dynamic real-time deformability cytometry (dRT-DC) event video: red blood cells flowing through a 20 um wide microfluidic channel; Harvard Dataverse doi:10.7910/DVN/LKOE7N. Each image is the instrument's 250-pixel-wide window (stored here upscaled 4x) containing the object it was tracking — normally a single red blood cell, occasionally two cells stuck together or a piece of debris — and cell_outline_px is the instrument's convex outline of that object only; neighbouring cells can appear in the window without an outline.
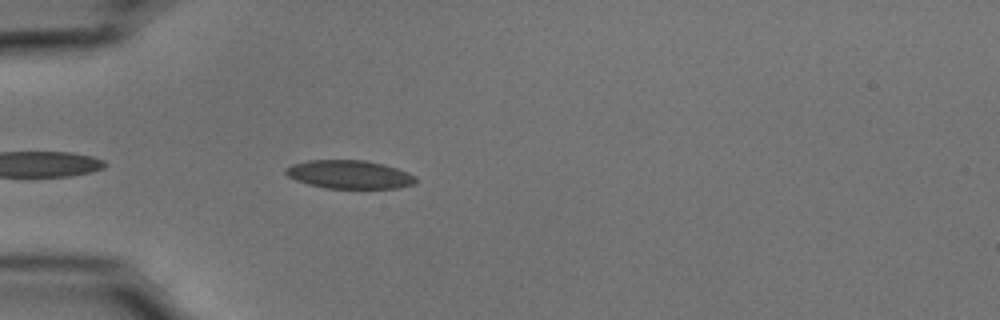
{"species": "common noctule bat (a hibernating species)", "species_latin": "Nyctalus noctula", "temperature_condition": "cold", "stored_images_in_passage": 24, "camera_frame_rate_fps": 3000, "um_per_image_px": 0.085, "animal": {"sex": "male", "body_mass_g": 15.6}, "frame": {"image": 1, "passage_image": 3, "time_ms": 0.667, "image_size_px": [1000, 320], "cell_outline_px": [[416, 180], [412, 184], [400, 188], [324, 188], [308, 184], [296, 180], [288, 176], [284, 172], [284, 168], [292, 164], [308, 160], [364, 160], [384, 164], [408, 172], [416, 176]], "centroid_in_image_um": [29.68, 14.82], "position_along_channel_um": 55.3, "area_um2": 21.56}}
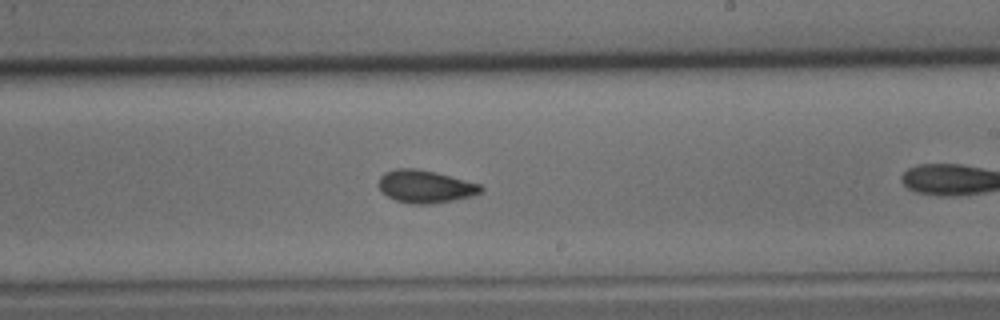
{"frame": {"image": 2, "passage_image": 13, "time_ms": 4.0, "image_size_px": [1000, 320], "cell_outline_px": [[484, 188], [480, 192], [468, 196], [452, 200], [432, 204], [412, 204], [396, 200], [388, 196], [380, 188], [380, 176], [384, 172], [396, 168], [416, 168], [436, 172], [480, 184]], "centroid_in_image_um": [36.14, 15.84], "position_along_channel_um": 252.9, "area_um2": 19.19}}
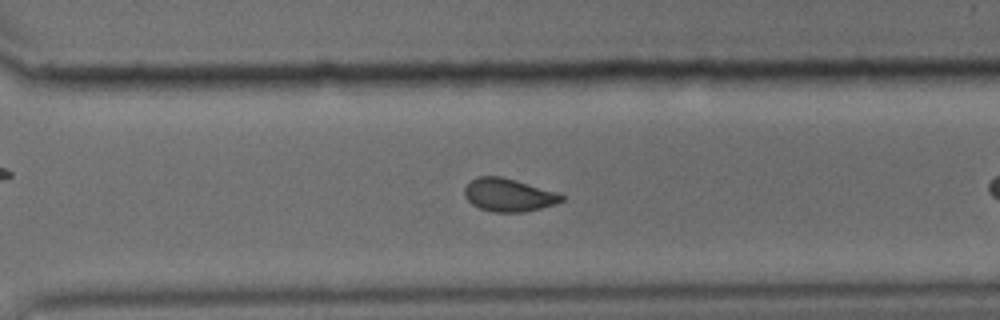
{"frame": {"image": 3, "passage_image": 19, "time_ms": 6.0, "image_size_px": [1000, 320], "cell_outline_px": [[564, 200], [556, 204], [524, 212], [496, 212], [480, 208], [472, 204], [464, 196], [464, 188], [472, 180], [480, 176], [500, 176], [516, 180], [560, 192], [564, 196]], "centroid_in_image_um": [43.27, 16.57], "position_along_channel_um": 327.3, "area_um2": 18.73}}